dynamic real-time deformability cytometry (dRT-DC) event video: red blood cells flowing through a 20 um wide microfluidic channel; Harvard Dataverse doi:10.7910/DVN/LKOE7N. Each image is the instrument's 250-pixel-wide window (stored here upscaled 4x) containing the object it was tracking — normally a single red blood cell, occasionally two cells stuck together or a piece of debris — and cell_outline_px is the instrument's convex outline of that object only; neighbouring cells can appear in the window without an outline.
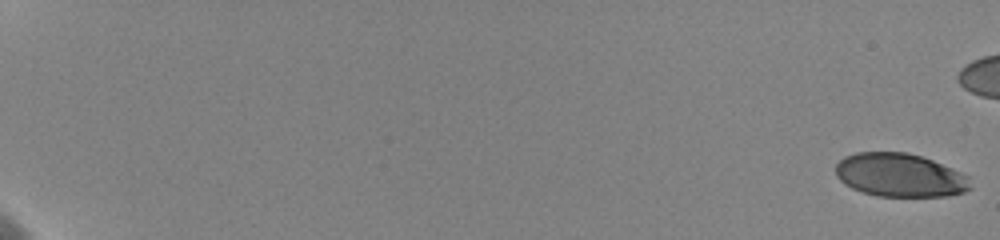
{"species": "human", "species_latin": "Homo sapiens", "temperature_condition": "cold", "stored_images_in_passage": 38, "camera_frame_rate_fps": 3000, "um_per_image_px": 0.085, "donor": {"sex": "female"}, "frame": {"image": 1, "passage_image": 1, "time_ms": 0.0, "image_size_px": [1000, 240], "cell_outline_px": [[972, 188], [964, 192], [948, 196], [876, 196], [852, 188], [844, 184], [836, 176], [836, 164], [844, 156], [856, 152], [908, 152], [932, 160], [952, 168], [968, 176]], "centroid_in_image_um": [76.49, 14.89], "position_along_channel_um": 8.5, "area_um2": 34.22}}
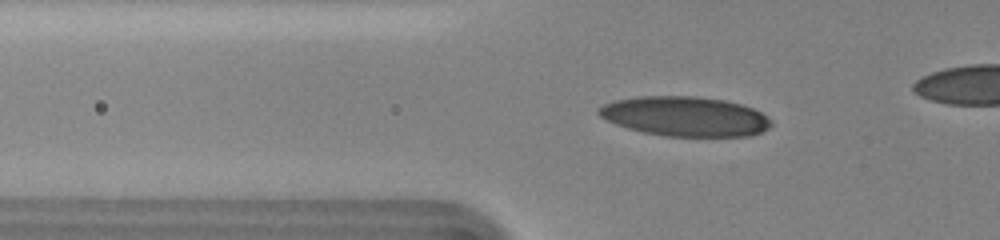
{"frame": {"image": 2, "passage_image": 33, "time_ms": 7.667, "image_size_px": [1000, 240], "cell_outline_px": [[772, 124], [768, 128], [760, 132], [748, 136], [664, 136], [644, 132], [628, 128], [616, 124], [600, 116], [596, 112], [596, 108], [612, 100], [640, 96], [692, 96], [724, 100], [740, 104], [752, 108], [760, 112], [772, 120]], "centroid_in_image_um": [58.2, 9.89], "position_along_channel_um": 67.6, "area_um2": 39.82}}